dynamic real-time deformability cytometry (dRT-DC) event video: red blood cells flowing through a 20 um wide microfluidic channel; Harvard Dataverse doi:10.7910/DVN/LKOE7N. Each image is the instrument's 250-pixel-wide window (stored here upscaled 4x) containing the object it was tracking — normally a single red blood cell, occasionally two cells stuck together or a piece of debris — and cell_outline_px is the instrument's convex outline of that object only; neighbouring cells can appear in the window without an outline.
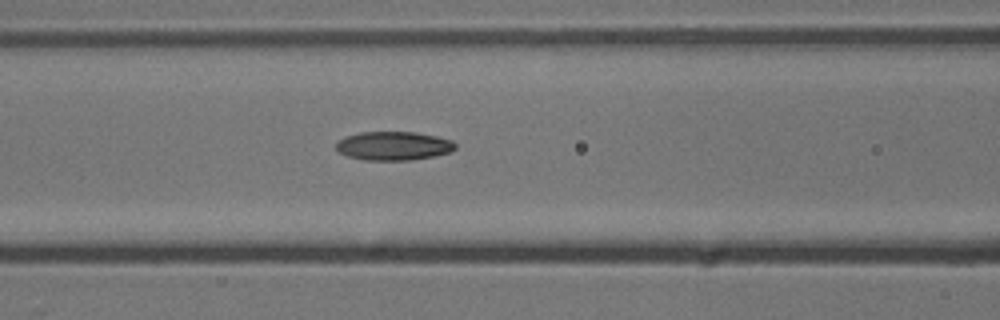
{"species": "common noctule bat (a hibernating species)", "species_latin": "Nyctalus noctula", "temperature_condition": "cold", "stored_images_in_passage": 7, "camera_frame_rate_fps": 3000, "um_per_image_px": 0.085, "animal": {"sex": "male", "body_mass_g": 13.3}, "frame": {"image": 1, "passage_image": 7, "time_ms": 7.667, "image_size_px": [1000, 320], "cell_outline_px": [[456, 148], [452, 152], [412, 160], [364, 160], [348, 156], [340, 152], [336, 148], [336, 140], [344, 136], [360, 132], [416, 132], [436, 136], [452, 140], [456, 144]], "centroid_in_image_um": [33.44, 12.39], "position_along_channel_um": 133.2, "area_um2": 20.11}}